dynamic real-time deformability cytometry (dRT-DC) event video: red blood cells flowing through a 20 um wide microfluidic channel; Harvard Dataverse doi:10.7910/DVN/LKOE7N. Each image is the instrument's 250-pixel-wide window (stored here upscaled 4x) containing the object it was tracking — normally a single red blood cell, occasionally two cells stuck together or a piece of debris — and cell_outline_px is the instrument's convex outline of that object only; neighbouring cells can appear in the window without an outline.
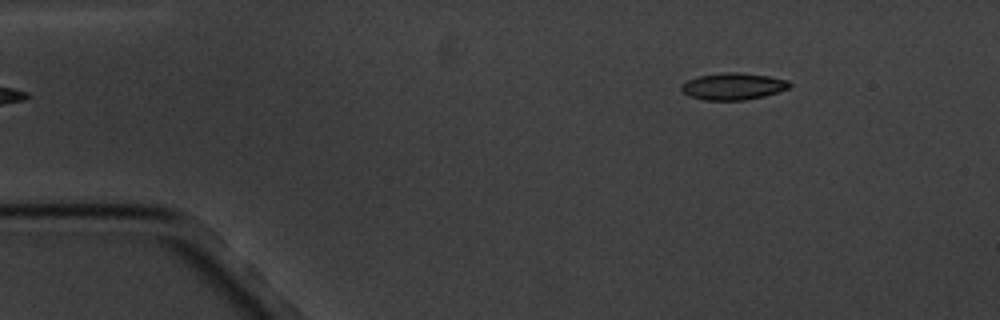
{"species": "common noctule bat (a hibernating species)", "species_latin": "Nyctalus noctula", "temperature_condition": "cold", "stored_images_in_passage": 5, "segment_of_instrument_passage": [2, 2], "camera_frame_rate_fps": 3000, "um_per_image_px": 0.085, "animal": {"sex": "male", "body_mass_g": 20.1, "forearm_length_mm": 53.5}, "frame": {"image": 1, "passage_image": 5, "time_ms": 5.667, "image_size_px": [1000, 320], "cell_outline_px": [[792, 84], [788, 88], [764, 96], [744, 100], [704, 100], [688, 96], [680, 88], [688, 80], [700, 76], [724, 72], [740, 72], [768, 76], [788, 80]], "centroid_in_image_um": [62.33, 7.34], "position_along_channel_um": 22.7, "area_um2": 16.76}}